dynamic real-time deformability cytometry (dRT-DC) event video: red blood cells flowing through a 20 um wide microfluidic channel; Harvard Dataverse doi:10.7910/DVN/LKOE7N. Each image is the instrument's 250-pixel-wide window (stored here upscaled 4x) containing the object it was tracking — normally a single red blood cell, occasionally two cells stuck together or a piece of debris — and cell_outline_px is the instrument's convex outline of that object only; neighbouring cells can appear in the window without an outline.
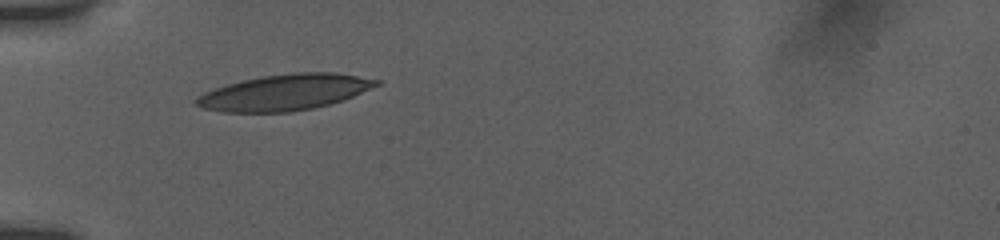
{"species": "human", "species_latin": "Homo sapiens", "temperature_condition": "room temperature", "stored_images_in_passage": 5, "camera_frame_rate_fps": 3000, "um_per_image_px": 0.085, "donor": {"sex": "female"}, "frame": {"image": 1, "passage_image": 1, "time_ms": 0.0, "image_size_px": [1000, 240], "cell_outline_px": [[380, 84], [344, 100], [312, 108], [292, 112], [224, 112], [204, 108], [196, 104], [192, 100], [204, 92], [240, 80], [260, 76], [292, 72], [336, 72], [380, 80]], "centroid_in_image_um": [24.19, 7.84], "position_along_channel_um": 60.8, "area_um2": 37.74}}
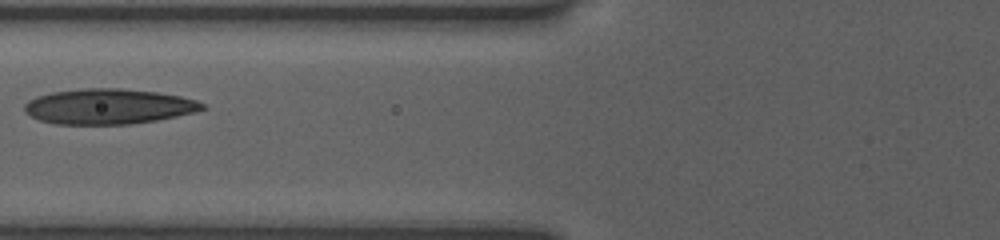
{"frame": {"image": 2, "passage_image": 3, "time_ms": 1.667, "image_size_px": [1000, 240], "cell_outline_px": [[204, 108], [196, 112], [156, 120], [128, 124], [56, 124], [40, 120], [24, 112], [24, 104], [28, 100], [36, 96], [52, 92], [84, 88], [120, 88], [156, 92], [180, 96], [196, 100], [204, 104]], "centroid_in_image_um": [9.19, 9.04], "position_along_channel_um": 116.6, "area_um2": 36.47}}
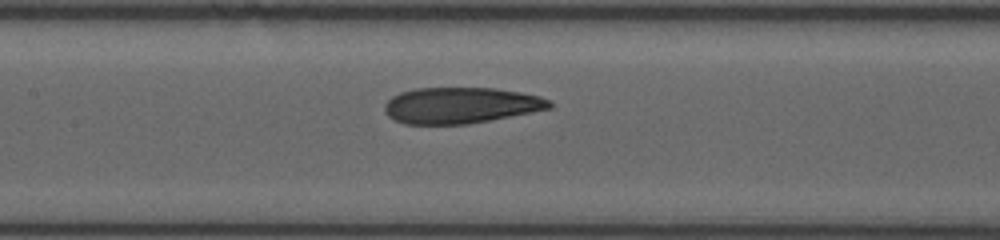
{"frame": {"image": 3, "passage_image": 5, "time_ms": 3.0, "image_size_px": [1000, 240], "cell_outline_px": [[552, 108], [468, 124], [404, 124], [388, 116], [384, 112], [384, 104], [392, 96], [400, 92], [416, 88], [496, 88], [520, 92], [540, 96], [552, 100]], "centroid_in_image_um": [39.15, 8.95], "position_along_channel_um": 168.2, "area_um2": 34.74}}